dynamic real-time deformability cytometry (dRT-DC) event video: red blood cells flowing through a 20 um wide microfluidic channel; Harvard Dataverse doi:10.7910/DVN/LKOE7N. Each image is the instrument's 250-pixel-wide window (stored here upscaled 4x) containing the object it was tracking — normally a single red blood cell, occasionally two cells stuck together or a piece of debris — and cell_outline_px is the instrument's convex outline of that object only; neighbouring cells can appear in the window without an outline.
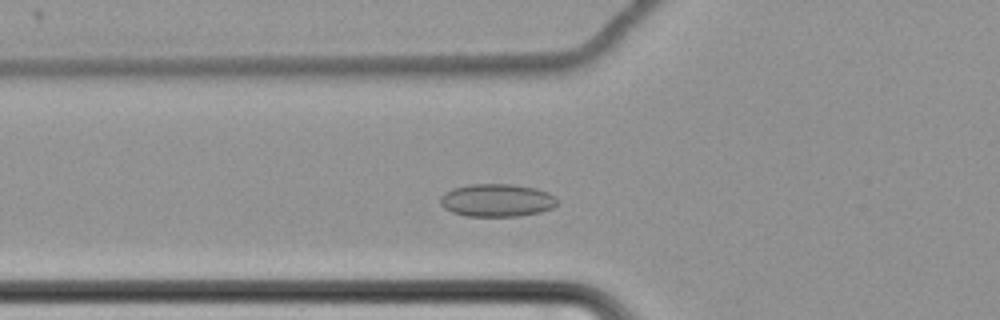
{"species": "common noctule bat (a hibernating species)", "species_latin": "Nyctalus noctula", "temperature_condition": "cold", "stored_images_in_passage": 55, "camera_frame_rate_fps": 3000, "um_per_image_px": 0.085, "animal": {"sex": "female", "body_mass_g": 22.7, "forearm_length_mm": 54.2}, "frame": {"image": 1, "passage_image": 17, "time_ms": 5.333, "image_size_px": [1000, 320], "cell_outline_px": [[556, 204], [552, 208], [540, 212], [520, 216], [468, 216], [452, 212], [444, 208], [440, 204], [440, 196], [444, 192], [452, 188], [468, 184], [512, 184], [536, 188], [548, 192], [556, 200]], "centroid_in_image_um": [42.19, 17.02], "position_along_channel_um": 83.6, "area_um2": 22.43}}
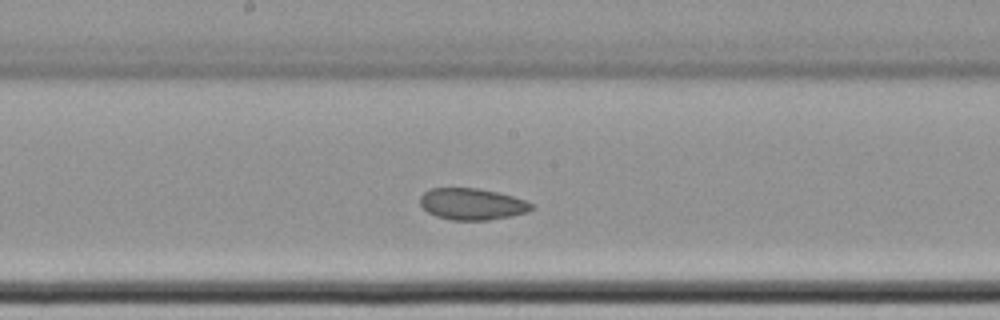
{"frame": {"image": 2, "passage_image": 28, "time_ms": 9.0, "image_size_px": [1000, 320], "cell_outline_px": [[532, 208], [528, 212], [512, 216], [488, 220], [452, 220], [436, 216], [428, 212], [420, 204], [420, 196], [424, 192], [432, 188], [476, 188], [496, 192], [512, 196], [524, 200], [532, 204]], "centroid_in_image_um": [40.11, 17.35], "position_along_channel_um": 208.1, "area_um2": 20.35}}
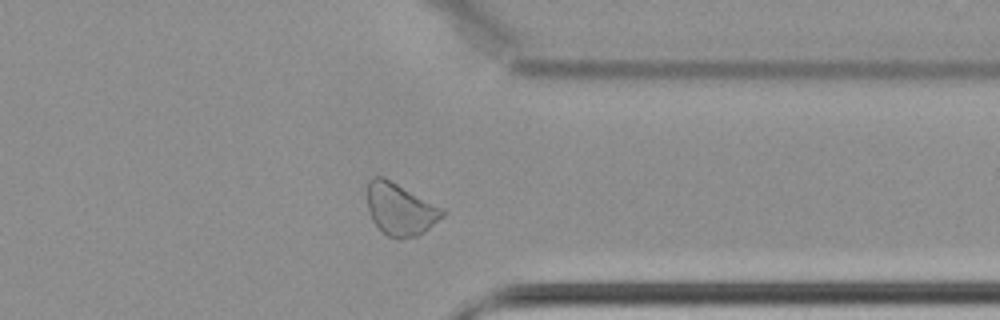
{"frame": {"image": 3, "passage_image": 43, "time_ms": 14.0, "image_size_px": [1000, 320], "cell_outline_px": [[448, 212], [444, 216], [424, 232], [416, 236], [400, 240], [396, 240], [388, 236], [372, 220], [368, 212], [364, 192], [368, 180], [372, 176], [384, 176], [444, 208]], "centroid_in_image_um": [33.99, 17.75], "position_along_channel_um": 377.4, "area_um2": 23.64}, "authors_computed_cell_mechanics": {"area_um2": 22.4264, "velocity_mm_per_s": 3.421, "shape_relaxation_time_tau1_ms": null, "shape_relaxation_time_tau2_ms": 4.1746, "deformation_change_tau1": null, "deformation_change_tau2": 0.0715}}